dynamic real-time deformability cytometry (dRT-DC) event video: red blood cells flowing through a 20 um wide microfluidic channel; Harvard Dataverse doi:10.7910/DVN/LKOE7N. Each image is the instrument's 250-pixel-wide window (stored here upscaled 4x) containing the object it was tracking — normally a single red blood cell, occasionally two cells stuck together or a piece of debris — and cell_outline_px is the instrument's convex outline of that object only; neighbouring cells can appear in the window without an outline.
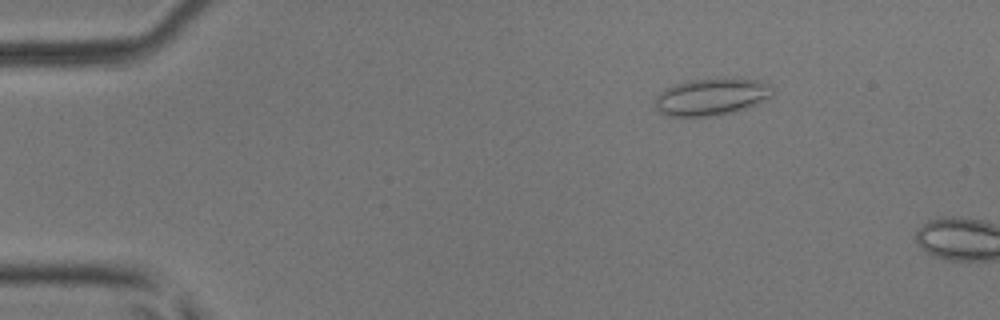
{"species": "common noctule bat (a hibernating species)", "species_latin": "Nyctalus noctula", "temperature_condition": "room temperature", "stored_images_in_passage": 11, "camera_frame_rate_fps": 3000, "um_per_image_px": 0.085, "animal": {"sex": "male", "body_mass_g": 17.9, "forearm_length_mm": 54.2}, "frame": {"image": 1, "passage_image": 8, "time_ms": 2.333, "image_size_px": [1000, 320], "cell_outline_px": [[776, 92], [772, 96], [756, 104], [732, 112], [716, 116], [668, 116], [660, 112], [656, 108], [652, 100], [664, 88], [684, 80], [724, 76], [756, 80], [772, 84], [776, 88]], "centroid_in_image_um": [60.48, 8.18], "position_along_channel_um": 24.5, "area_um2": 26.36}}